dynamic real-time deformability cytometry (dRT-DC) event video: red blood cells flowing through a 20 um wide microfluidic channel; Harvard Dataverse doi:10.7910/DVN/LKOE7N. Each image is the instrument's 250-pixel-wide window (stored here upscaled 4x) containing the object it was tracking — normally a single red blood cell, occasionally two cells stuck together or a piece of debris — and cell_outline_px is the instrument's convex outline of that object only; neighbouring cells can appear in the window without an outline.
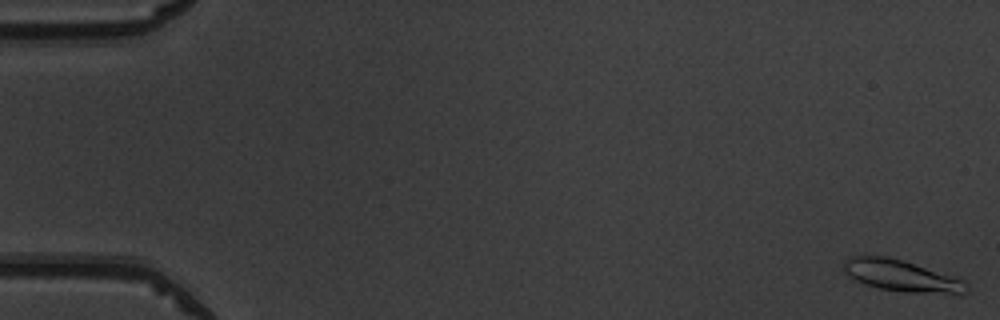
{"species": "common noctule bat (a hibernating species)", "species_latin": "Nyctalus noctula", "temperature_condition": "warm", "stored_images_in_passage": 52, "camera_frame_rate_fps": 3000, "um_per_image_px": 0.085, "animal": {"sex": "male", "body_mass_g": 19.5, "forearm_length_mm": 54.6}, "frame": {"image": 1, "passage_image": 1, "time_ms": 0.0, "image_size_px": [1000, 320], "cell_outline_px": [[968, 288], [960, 296], [904, 292], [880, 288], [856, 280], [848, 276], [844, 272], [844, 260], [852, 256], [884, 256], [900, 260], [964, 280]], "centroid_in_image_um": [76.66, 23.48], "position_along_channel_um": 8.3, "area_um2": 22.37}}
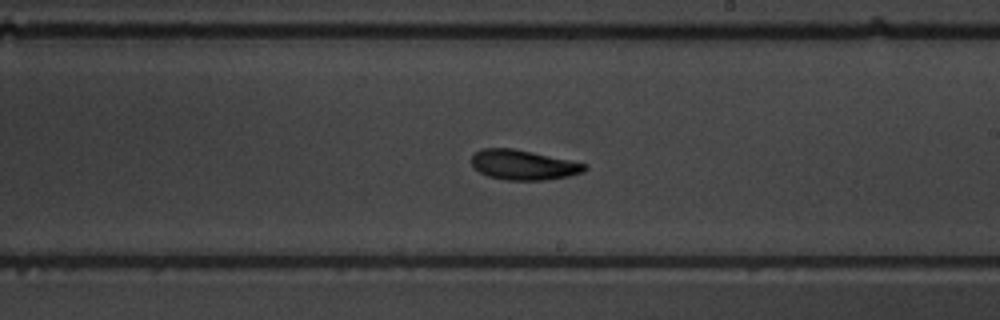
{"frame": {"image": 2, "passage_image": 31, "time_ms": 10.0, "image_size_px": [1000, 320], "cell_outline_px": [[588, 168], [584, 172], [568, 176], [544, 180], [504, 180], [488, 176], [480, 172], [472, 164], [472, 156], [480, 148], [512, 148], [532, 152], [588, 164]], "centroid_in_image_um": [44.5, 14.02], "position_along_channel_um": 244.5, "area_um2": 19.65}}
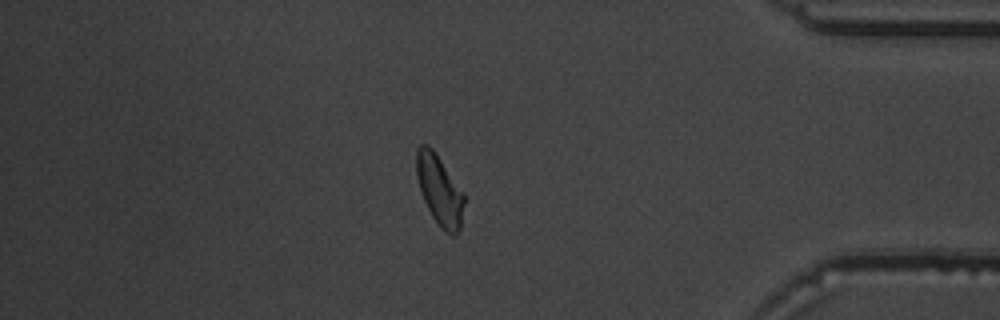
{"frame": {"image": 3, "passage_image": 45, "time_ms": 14.667, "image_size_px": [1000, 320], "cell_outline_px": [[464, 204], [460, 228], [456, 236], [452, 236], [444, 232], [440, 228], [432, 216], [424, 200], [416, 176], [416, 148], [420, 144], [428, 144], [432, 148], [464, 192]], "centroid_in_image_um": [37.36, 16.17], "position_along_channel_um": 397.8, "area_um2": 19.59}, "authors_computed_cell_mechanics": {"area_um2": 19.652, "velocity_mm_per_s": 3.9289, "shape_relaxation_time_tau1_ms": 3.9326, "shape_relaxation_time_tau2_ms": null, "deformation_change_tau1": 0.1707, "deformation_change_tau2": null}}